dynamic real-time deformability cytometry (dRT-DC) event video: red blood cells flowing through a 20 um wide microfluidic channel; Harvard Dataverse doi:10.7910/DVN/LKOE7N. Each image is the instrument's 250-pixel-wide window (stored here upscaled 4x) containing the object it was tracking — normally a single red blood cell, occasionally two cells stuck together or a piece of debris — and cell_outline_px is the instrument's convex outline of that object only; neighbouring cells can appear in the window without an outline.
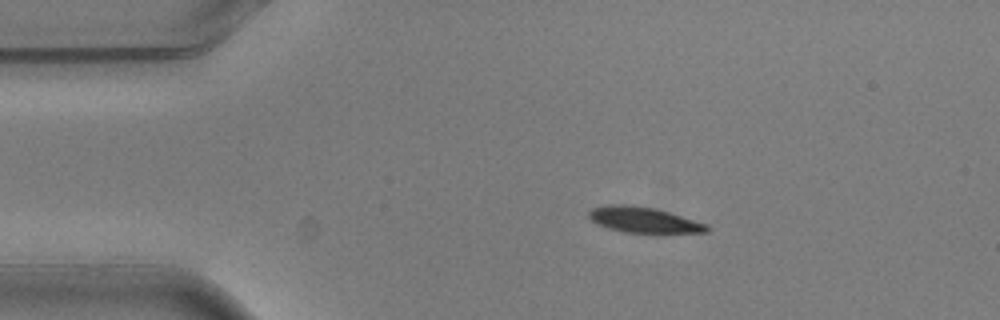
{"species": "common noctule bat (a hibernating species)", "species_latin": "Nyctalus noctula", "temperature_condition": "warm", "stored_images_in_passage": 9, "camera_frame_rate_fps": 3000, "um_per_image_px": 0.085, "animal": {"sex": "male", "body_mass_g": 20.5, "forearm_length_mm": 52.5}, "frame": {"image": 1, "passage_image": 1, "time_ms": 0.0, "image_size_px": [1000, 320], "cell_outline_px": [[712, 228], [708, 232], [664, 236], [624, 232], [608, 228], [596, 224], [588, 216], [588, 212], [592, 208], [608, 204], [624, 204], [652, 208], [668, 212], [708, 224]], "centroid_in_image_um": [54.81, 18.76], "position_along_channel_um": 30.2, "area_um2": 18.61}}
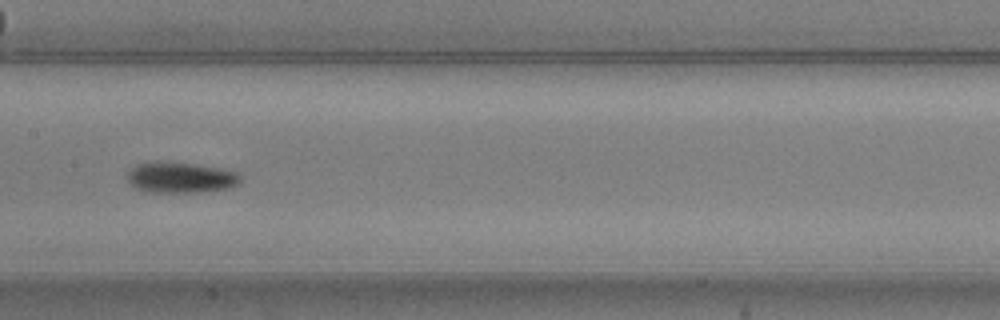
{"frame": {"image": 2, "passage_image": 6, "time_ms": 1.667, "image_size_px": [1000, 320], "cell_outline_px": [[240, 184], [232, 188], [200, 192], [144, 192], [136, 188], [128, 180], [128, 168], [144, 160], [172, 160], [224, 168], [236, 172], [240, 176]], "centroid_in_image_um": [15.33, 15.04], "position_along_channel_um": 192.1, "area_um2": 21.27}}
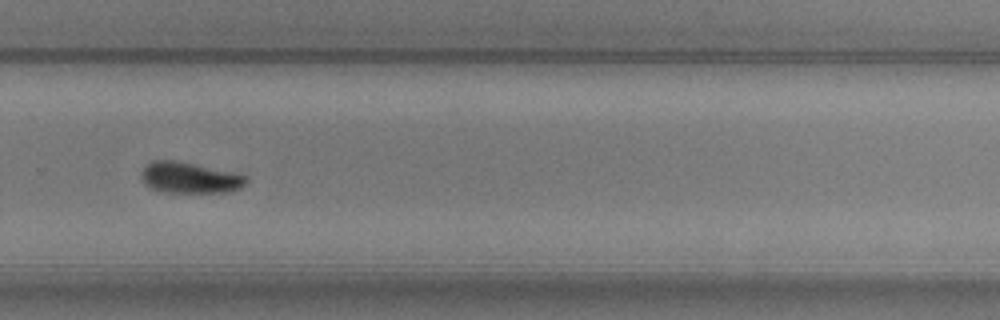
{"frame": {"image": 3, "passage_image": 9, "time_ms": 2.667, "image_size_px": [1000, 320], "cell_outline_px": [[248, 180], [240, 188], [224, 192], [164, 192], [152, 188], [144, 184], [140, 176], [140, 172], [144, 164], [152, 160], [176, 160], [248, 176]], "centroid_in_image_um": [16.04, 15.09], "position_along_channel_um": 313.8, "area_um2": 18.9}}